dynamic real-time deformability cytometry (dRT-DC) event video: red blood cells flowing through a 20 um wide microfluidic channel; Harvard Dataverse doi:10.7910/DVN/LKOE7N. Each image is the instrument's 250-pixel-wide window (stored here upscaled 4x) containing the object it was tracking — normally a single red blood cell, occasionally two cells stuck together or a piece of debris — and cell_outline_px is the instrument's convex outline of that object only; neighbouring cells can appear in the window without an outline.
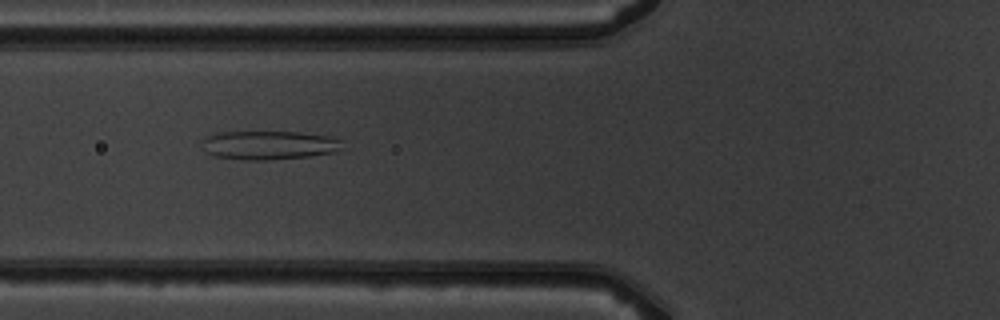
{"species": "common noctule bat (a hibernating species)", "species_latin": "Nyctalus noctula", "temperature_condition": "warm", "stored_images_in_passage": 7, "camera_frame_rate_fps": 3000, "um_per_image_px": 0.085, "animal": {"sex": "male", "body_mass_g": 19.5, "forearm_length_mm": 54.6}, "frame": {"image": 1, "passage_image": 5, "time_ms": 5.333, "image_size_px": [1000, 320], "cell_outline_px": [[344, 140], [340, 148], [332, 152], [308, 156], [268, 160], [244, 160], [216, 156], [204, 152], [204, 140], [208, 136], [216, 132], [300, 132], [328, 136]], "centroid_in_image_um": [22.86, 12.33], "position_along_channel_um": 102.9, "area_um2": 23.35}}